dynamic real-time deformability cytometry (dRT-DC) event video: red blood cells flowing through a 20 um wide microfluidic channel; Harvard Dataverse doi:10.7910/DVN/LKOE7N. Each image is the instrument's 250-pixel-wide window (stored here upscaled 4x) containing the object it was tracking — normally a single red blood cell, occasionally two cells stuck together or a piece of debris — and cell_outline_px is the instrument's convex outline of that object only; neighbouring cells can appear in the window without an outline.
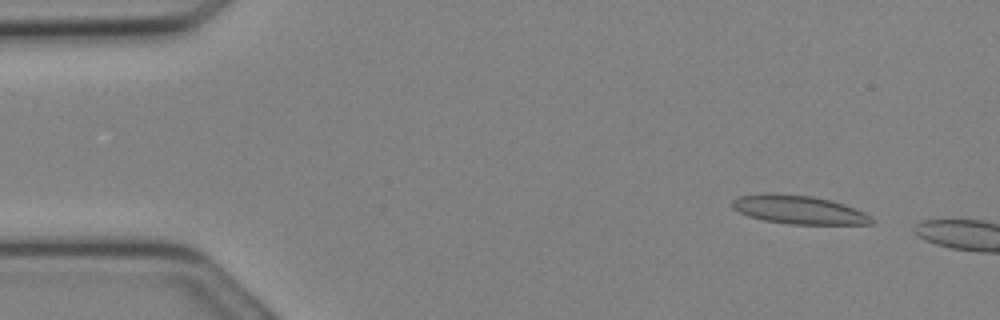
{"species": "Egyptian fruit bat (a non-hibernating species)", "species_latin": "Rousettus aegyptiacus", "temperature_condition": "cold", "stored_images_in_passage": 4, "camera_frame_rate_fps": 3000, "um_per_image_px": 0.085, "animal": {"sex": "female"}, "frame": {"image": 1, "passage_image": 2, "time_ms": 0.333, "image_size_px": [1000, 320], "cell_outline_px": [[868, 224], [800, 224], [768, 220], [752, 216], [736, 208], [744, 196], [804, 196], [824, 200], [840, 204], [860, 212], [864, 216]], "centroid_in_image_um": [67.99, 17.88], "position_along_channel_um": 17.0, "area_um2": 19.88}}